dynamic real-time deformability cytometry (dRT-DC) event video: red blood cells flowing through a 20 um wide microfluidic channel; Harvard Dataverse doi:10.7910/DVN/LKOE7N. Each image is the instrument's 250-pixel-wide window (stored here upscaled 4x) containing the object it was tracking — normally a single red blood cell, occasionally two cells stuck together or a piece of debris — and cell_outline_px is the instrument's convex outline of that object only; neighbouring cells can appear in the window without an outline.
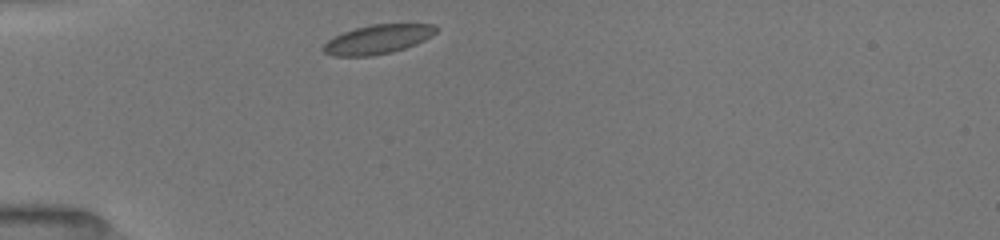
{"species": "common noctule bat (a hibernating species)", "species_latin": "Nyctalus noctula", "temperature_condition": "room temperature", "stored_images_in_passage": 7, "camera_frame_rate_fps": 3000, "um_per_image_px": 0.085, "animal": {"sex": "female", "body_mass_g": 19.5, "forearm_length_mm": 54.1}, "frame": {"image": 1, "passage_image": 1, "time_ms": 0.0, "image_size_px": [1000, 240], "cell_outline_px": [[436, 32], [432, 36], [416, 44], [392, 52], [372, 56], [332, 56], [324, 52], [320, 48], [328, 40], [344, 32], [356, 28], [372, 24], [436, 24]], "centroid_in_image_um": [32.1, 3.35], "position_along_channel_um": 52.9, "area_um2": 19.07}}